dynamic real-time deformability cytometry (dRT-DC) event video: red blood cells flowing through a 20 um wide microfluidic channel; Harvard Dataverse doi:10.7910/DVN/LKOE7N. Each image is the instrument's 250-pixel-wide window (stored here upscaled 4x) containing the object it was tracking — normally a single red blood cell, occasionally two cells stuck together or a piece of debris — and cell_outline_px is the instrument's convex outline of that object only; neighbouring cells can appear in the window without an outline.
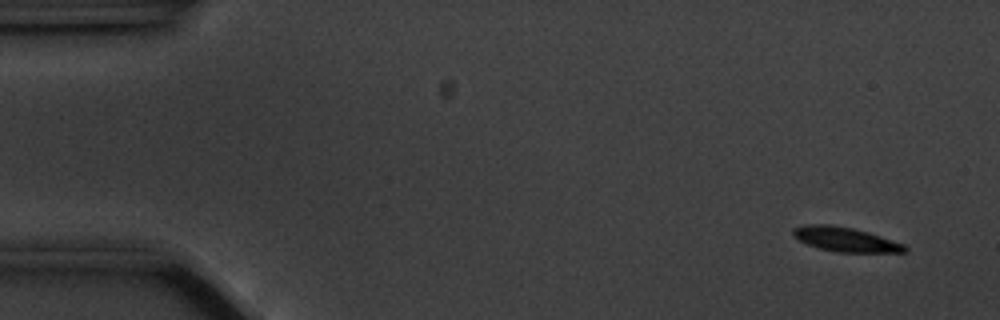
{"species": "common noctule bat (a hibernating species)", "species_latin": "Nyctalus noctula", "temperature_condition": "cold", "stored_images_in_passage": 57, "camera_frame_rate_fps": 3000, "um_per_image_px": 0.085, "animal": {"sex": "male", "body_mass_g": 20.1, "forearm_length_mm": 53.5}, "frame": {"image": 1, "passage_image": 4, "time_ms": 1.0, "image_size_px": [1000, 320], "cell_outline_px": [[908, 252], [836, 252], [820, 248], [808, 244], [792, 236], [792, 228], [804, 224], [832, 224], [852, 228], [868, 232], [904, 244], [908, 248]], "centroid_in_image_um": [71.84, 20.34], "position_along_channel_um": 13.2, "area_um2": 15.9}}
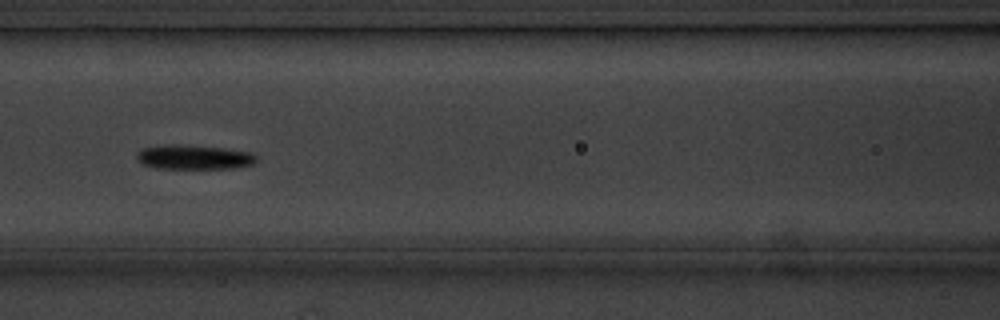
{"frame": {"image": 2, "passage_image": 25, "time_ms": 8.0, "image_size_px": [1000, 320], "cell_outline_px": [[256, 164], [236, 168], [156, 168], [144, 164], [136, 160], [136, 152], [140, 148], [164, 144], [180, 144], [224, 148], [252, 152], [256, 156]], "centroid_in_image_um": [16.47, 13.34], "position_along_channel_um": 150.1, "area_um2": 17.34}}
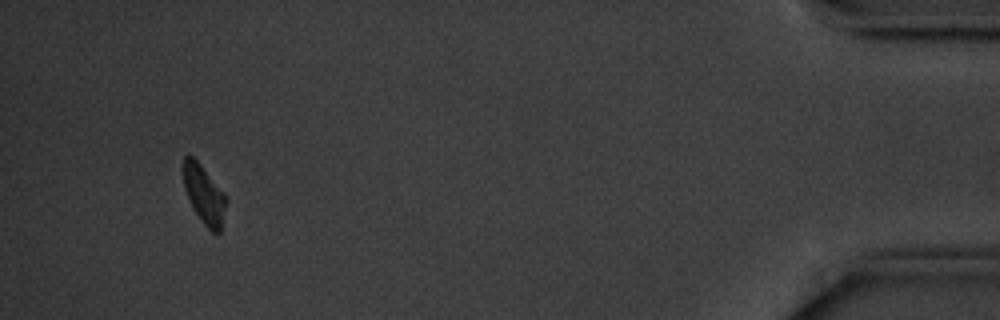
{"frame": {"image": 3, "passage_image": 54, "time_ms": 17.667, "image_size_px": [1000, 320], "cell_outline_px": [[224, 208], [220, 232], [212, 232], [200, 220], [192, 208], [184, 188], [180, 168], [184, 156], [188, 152], [200, 164], [224, 192]], "centroid_in_image_um": [17.25, 16.44], "position_along_channel_um": 418.0, "area_um2": 14.62}, "authors_computed_cell_mechanics": {"area_um2": 16.0106, "velocity_mm_per_s": 3.519, "shape_relaxation_time_tau1_ms": 1.7531, "shape_relaxation_time_tau2_ms": null, "deformation_change_tau1": 0.107, "deformation_change_tau2": null}}